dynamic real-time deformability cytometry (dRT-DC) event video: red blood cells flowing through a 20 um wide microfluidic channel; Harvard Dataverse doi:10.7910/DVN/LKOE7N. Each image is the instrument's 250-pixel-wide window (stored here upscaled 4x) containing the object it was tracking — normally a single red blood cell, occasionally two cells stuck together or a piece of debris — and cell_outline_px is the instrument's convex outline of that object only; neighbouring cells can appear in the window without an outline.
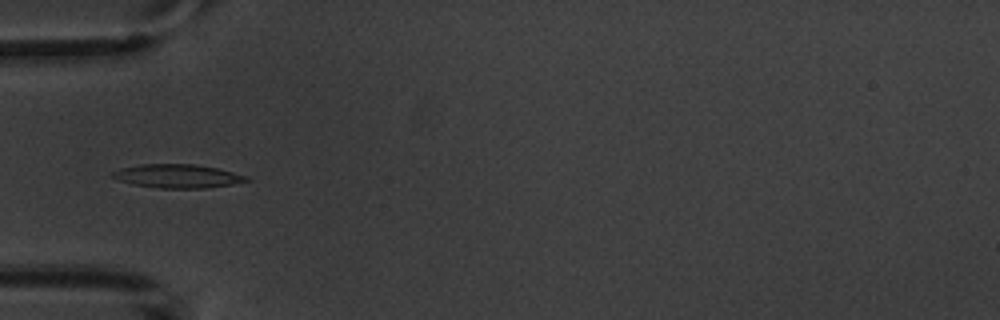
{"species": "common noctule bat (a hibernating species)", "species_latin": "Nyctalus noctula", "temperature_condition": "warm", "stored_images_in_passage": 6, "camera_frame_rate_fps": 3000, "um_per_image_px": 0.085, "animal": {"sex": "male", "body_mass_g": 20.1, "forearm_length_mm": 53.5}, "frame": {"image": 1, "passage_image": 5, "time_ms": 5.333, "image_size_px": [1000, 320], "cell_outline_px": [[252, 180], [232, 184], [204, 188], [160, 188], [132, 184], [120, 180], [112, 176], [112, 172], [120, 168], [140, 164], [196, 164], [216, 168], [248, 176]], "centroid_in_image_um": [15.1, 14.96], "position_along_channel_um": 69.9, "area_um2": 18.32}}